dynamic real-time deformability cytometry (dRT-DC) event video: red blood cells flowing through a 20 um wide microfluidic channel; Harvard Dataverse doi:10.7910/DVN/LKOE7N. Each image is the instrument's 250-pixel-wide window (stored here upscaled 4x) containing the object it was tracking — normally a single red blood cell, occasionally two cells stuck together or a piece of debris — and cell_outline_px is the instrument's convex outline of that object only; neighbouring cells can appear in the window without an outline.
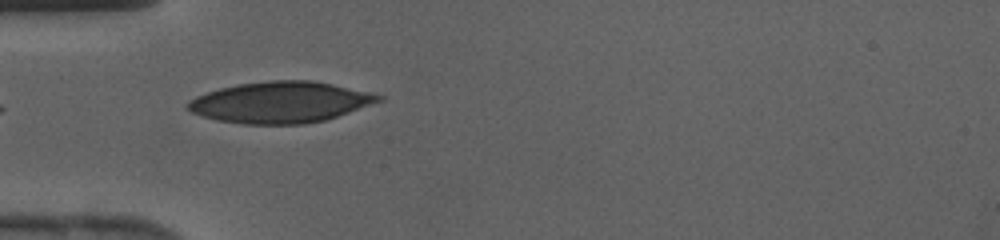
{"species": "human", "species_latin": "Homo sapiens", "temperature_condition": "cold", "stored_images_in_passage": 30, "camera_frame_rate_fps": 3000, "um_per_image_px": 0.085, "donor": {"sex": "female"}, "frame": {"image": 1, "passage_image": 1, "time_ms": 0.0, "image_size_px": [1000, 240], "cell_outline_px": [[384, 100], [324, 120], [304, 124], [244, 124], [216, 120], [192, 112], [184, 108], [184, 104], [188, 100], [196, 96], [220, 88], [240, 84], [272, 80], [312, 80], [332, 84], [368, 92], [384, 96]], "centroid_in_image_um": [23.79, 8.69], "position_along_channel_um": 61.2, "area_um2": 45.55}}
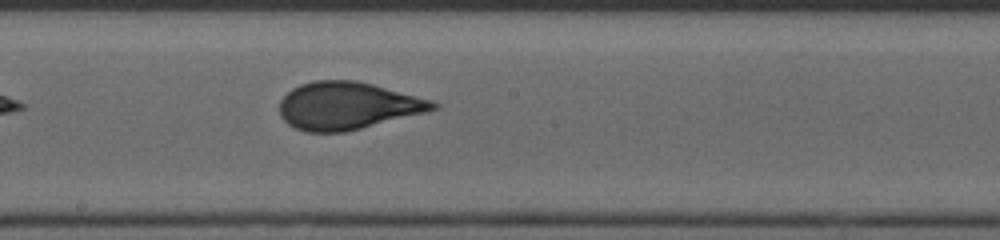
{"frame": {"image": 2, "passage_image": 11, "time_ms": 3.333, "image_size_px": [1000, 240], "cell_outline_px": [[440, 108], [428, 112], [344, 132], [308, 132], [296, 128], [288, 124], [280, 116], [280, 100], [292, 88], [300, 84], [312, 80], [356, 80], [372, 84], [432, 100], [440, 104]], "centroid_in_image_um": [29.55, 8.98], "position_along_channel_um": 218.7, "area_um2": 42.48}}
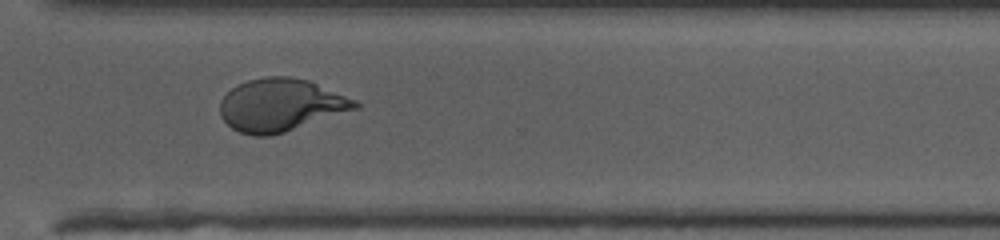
{"frame": {"image": 3, "passage_image": 19, "time_ms": 6.0, "image_size_px": [1000, 240], "cell_outline_px": [[360, 108], [272, 136], [252, 136], [240, 132], [232, 128], [220, 116], [220, 100], [236, 84], [248, 80], [268, 76], [292, 76], [308, 80], [356, 100], [360, 104]], "centroid_in_image_um": [23.85, 8.93], "position_along_channel_um": 346.7, "area_um2": 41.56}}